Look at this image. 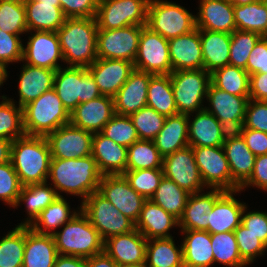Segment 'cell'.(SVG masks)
<instances>
[{
	"instance_id": "cell-61",
	"label": "cell",
	"mask_w": 267,
	"mask_h": 267,
	"mask_svg": "<svg viewBox=\"0 0 267 267\" xmlns=\"http://www.w3.org/2000/svg\"><path fill=\"white\" fill-rule=\"evenodd\" d=\"M251 186L252 188L255 186V188L267 191V154L255 158L252 174L249 180L240 188V191Z\"/></svg>"
},
{
	"instance_id": "cell-8",
	"label": "cell",
	"mask_w": 267,
	"mask_h": 267,
	"mask_svg": "<svg viewBox=\"0 0 267 267\" xmlns=\"http://www.w3.org/2000/svg\"><path fill=\"white\" fill-rule=\"evenodd\" d=\"M178 113L190 114L205 109L203 101L211 84V74L204 69L173 71L170 74Z\"/></svg>"
},
{
	"instance_id": "cell-68",
	"label": "cell",
	"mask_w": 267,
	"mask_h": 267,
	"mask_svg": "<svg viewBox=\"0 0 267 267\" xmlns=\"http://www.w3.org/2000/svg\"><path fill=\"white\" fill-rule=\"evenodd\" d=\"M118 267H146V266H145V264H142V265L124 264V265H118Z\"/></svg>"
},
{
	"instance_id": "cell-44",
	"label": "cell",
	"mask_w": 267,
	"mask_h": 267,
	"mask_svg": "<svg viewBox=\"0 0 267 267\" xmlns=\"http://www.w3.org/2000/svg\"><path fill=\"white\" fill-rule=\"evenodd\" d=\"M163 156L151 140H137L127 148L126 170L162 168Z\"/></svg>"
},
{
	"instance_id": "cell-47",
	"label": "cell",
	"mask_w": 267,
	"mask_h": 267,
	"mask_svg": "<svg viewBox=\"0 0 267 267\" xmlns=\"http://www.w3.org/2000/svg\"><path fill=\"white\" fill-rule=\"evenodd\" d=\"M0 138L15 140L25 135L23 127V108L13 99L0 96Z\"/></svg>"
},
{
	"instance_id": "cell-27",
	"label": "cell",
	"mask_w": 267,
	"mask_h": 267,
	"mask_svg": "<svg viewBox=\"0 0 267 267\" xmlns=\"http://www.w3.org/2000/svg\"><path fill=\"white\" fill-rule=\"evenodd\" d=\"M196 27L231 34L236 30L233 4L229 0H200Z\"/></svg>"
},
{
	"instance_id": "cell-23",
	"label": "cell",
	"mask_w": 267,
	"mask_h": 267,
	"mask_svg": "<svg viewBox=\"0 0 267 267\" xmlns=\"http://www.w3.org/2000/svg\"><path fill=\"white\" fill-rule=\"evenodd\" d=\"M188 114V144L191 147L222 146L230 132L214 115L205 109L195 112L194 118Z\"/></svg>"
},
{
	"instance_id": "cell-57",
	"label": "cell",
	"mask_w": 267,
	"mask_h": 267,
	"mask_svg": "<svg viewBox=\"0 0 267 267\" xmlns=\"http://www.w3.org/2000/svg\"><path fill=\"white\" fill-rule=\"evenodd\" d=\"M66 18L96 17L99 0H59Z\"/></svg>"
},
{
	"instance_id": "cell-37",
	"label": "cell",
	"mask_w": 267,
	"mask_h": 267,
	"mask_svg": "<svg viewBox=\"0 0 267 267\" xmlns=\"http://www.w3.org/2000/svg\"><path fill=\"white\" fill-rule=\"evenodd\" d=\"M49 185L44 182L22 186L15 207L20 206L22 202L25 203L28 217L19 225L29 226L47 206L59 197L56 190Z\"/></svg>"
},
{
	"instance_id": "cell-13",
	"label": "cell",
	"mask_w": 267,
	"mask_h": 267,
	"mask_svg": "<svg viewBox=\"0 0 267 267\" xmlns=\"http://www.w3.org/2000/svg\"><path fill=\"white\" fill-rule=\"evenodd\" d=\"M142 26L130 25L117 29H98L97 58L127 60L134 63Z\"/></svg>"
},
{
	"instance_id": "cell-12",
	"label": "cell",
	"mask_w": 267,
	"mask_h": 267,
	"mask_svg": "<svg viewBox=\"0 0 267 267\" xmlns=\"http://www.w3.org/2000/svg\"><path fill=\"white\" fill-rule=\"evenodd\" d=\"M134 67L136 70L153 75L171 74L173 71L168 40L149 27L142 26Z\"/></svg>"
},
{
	"instance_id": "cell-10",
	"label": "cell",
	"mask_w": 267,
	"mask_h": 267,
	"mask_svg": "<svg viewBox=\"0 0 267 267\" xmlns=\"http://www.w3.org/2000/svg\"><path fill=\"white\" fill-rule=\"evenodd\" d=\"M150 0H99L98 29H117L130 25L146 26Z\"/></svg>"
},
{
	"instance_id": "cell-51",
	"label": "cell",
	"mask_w": 267,
	"mask_h": 267,
	"mask_svg": "<svg viewBox=\"0 0 267 267\" xmlns=\"http://www.w3.org/2000/svg\"><path fill=\"white\" fill-rule=\"evenodd\" d=\"M101 133L126 148L139 140L136 128L127 115L115 114L104 126Z\"/></svg>"
},
{
	"instance_id": "cell-22",
	"label": "cell",
	"mask_w": 267,
	"mask_h": 267,
	"mask_svg": "<svg viewBox=\"0 0 267 267\" xmlns=\"http://www.w3.org/2000/svg\"><path fill=\"white\" fill-rule=\"evenodd\" d=\"M172 71L203 69L200 29L168 40Z\"/></svg>"
},
{
	"instance_id": "cell-18",
	"label": "cell",
	"mask_w": 267,
	"mask_h": 267,
	"mask_svg": "<svg viewBox=\"0 0 267 267\" xmlns=\"http://www.w3.org/2000/svg\"><path fill=\"white\" fill-rule=\"evenodd\" d=\"M28 37L26 46H23V60L31 66L58 70L62 65L58 61L63 60L58 35L56 32L34 31Z\"/></svg>"
},
{
	"instance_id": "cell-39",
	"label": "cell",
	"mask_w": 267,
	"mask_h": 267,
	"mask_svg": "<svg viewBox=\"0 0 267 267\" xmlns=\"http://www.w3.org/2000/svg\"><path fill=\"white\" fill-rule=\"evenodd\" d=\"M79 210H72L62 196L47 206L28 226L37 233L53 235L55 230L69 222Z\"/></svg>"
},
{
	"instance_id": "cell-40",
	"label": "cell",
	"mask_w": 267,
	"mask_h": 267,
	"mask_svg": "<svg viewBox=\"0 0 267 267\" xmlns=\"http://www.w3.org/2000/svg\"><path fill=\"white\" fill-rule=\"evenodd\" d=\"M147 106L166 117L178 114L170 74L151 77L147 90Z\"/></svg>"
},
{
	"instance_id": "cell-34",
	"label": "cell",
	"mask_w": 267,
	"mask_h": 267,
	"mask_svg": "<svg viewBox=\"0 0 267 267\" xmlns=\"http://www.w3.org/2000/svg\"><path fill=\"white\" fill-rule=\"evenodd\" d=\"M203 69L209 73L229 65L231 34L200 29Z\"/></svg>"
},
{
	"instance_id": "cell-38",
	"label": "cell",
	"mask_w": 267,
	"mask_h": 267,
	"mask_svg": "<svg viewBox=\"0 0 267 267\" xmlns=\"http://www.w3.org/2000/svg\"><path fill=\"white\" fill-rule=\"evenodd\" d=\"M174 241L173 237L149 239L146 244L145 266L184 267L182 244L178 247Z\"/></svg>"
},
{
	"instance_id": "cell-45",
	"label": "cell",
	"mask_w": 267,
	"mask_h": 267,
	"mask_svg": "<svg viewBox=\"0 0 267 267\" xmlns=\"http://www.w3.org/2000/svg\"><path fill=\"white\" fill-rule=\"evenodd\" d=\"M25 226L17 225L0 240V267H22Z\"/></svg>"
},
{
	"instance_id": "cell-53",
	"label": "cell",
	"mask_w": 267,
	"mask_h": 267,
	"mask_svg": "<svg viewBox=\"0 0 267 267\" xmlns=\"http://www.w3.org/2000/svg\"><path fill=\"white\" fill-rule=\"evenodd\" d=\"M234 234L238 244L240 257L247 264L250 265L256 260L258 256L264 255L267 251V246L253 233L242 224L235 230Z\"/></svg>"
},
{
	"instance_id": "cell-4",
	"label": "cell",
	"mask_w": 267,
	"mask_h": 267,
	"mask_svg": "<svg viewBox=\"0 0 267 267\" xmlns=\"http://www.w3.org/2000/svg\"><path fill=\"white\" fill-rule=\"evenodd\" d=\"M55 231L53 238L58 254L89 258L104 251V241L97 229L80 210Z\"/></svg>"
},
{
	"instance_id": "cell-6",
	"label": "cell",
	"mask_w": 267,
	"mask_h": 267,
	"mask_svg": "<svg viewBox=\"0 0 267 267\" xmlns=\"http://www.w3.org/2000/svg\"><path fill=\"white\" fill-rule=\"evenodd\" d=\"M53 89L70 114L80 103L101 96L95 79L87 67L59 68L55 73Z\"/></svg>"
},
{
	"instance_id": "cell-5",
	"label": "cell",
	"mask_w": 267,
	"mask_h": 267,
	"mask_svg": "<svg viewBox=\"0 0 267 267\" xmlns=\"http://www.w3.org/2000/svg\"><path fill=\"white\" fill-rule=\"evenodd\" d=\"M70 123V113L56 91L51 89L23 107V127L26 135L46 137Z\"/></svg>"
},
{
	"instance_id": "cell-3",
	"label": "cell",
	"mask_w": 267,
	"mask_h": 267,
	"mask_svg": "<svg viewBox=\"0 0 267 267\" xmlns=\"http://www.w3.org/2000/svg\"><path fill=\"white\" fill-rule=\"evenodd\" d=\"M10 162L22 186L48 182L51 152L46 138L25 134L13 140Z\"/></svg>"
},
{
	"instance_id": "cell-67",
	"label": "cell",
	"mask_w": 267,
	"mask_h": 267,
	"mask_svg": "<svg viewBox=\"0 0 267 267\" xmlns=\"http://www.w3.org/2000/svg\"><path fill=\"white\" fill-rule=\"evenodd\" d=\"M233 5H244L256 2L258 0H229Z\"/></svg>"
},
{
	"instance_id": "cell-54",
	"label": "cell",
	"mask_w": 267,
	"mask_h": 267,
	"mask_svg": "<svg viewBox=\"0 0 267 267\" xmlns=\"http://www.w3.org/2000/svg\"><path fill=\"white\" fill-rule=\"evenodd\" d=\"M22 185L11 162L0 165V200L15 208Z\"/></svg>"
},
{
	"instance_id": "cell-65",
	"label": "cell",
	"mask_w": 267,
	"mask_h": 267,
	"mask_svg": "<svg viewBox=\"0 0 267 267\" xmlns=\"http://www.w3.org/2000/svg\"><path fill=\"white\" fill-rule=\"evenodd\" d=\"M12 140L0 138V165L10 162Z\"/></svg>"
},
{
	"instance_id": "cell-43",
	"label": "cell",
	"mask_w": 267,
	"mask_h": 267,
	"mask_svg": "<svg viewBox=\"0 0 267 267\" xmlns=\"http://www.w3.org/2000/svg\"><path fill=\"white\" fill-rule=\"evenodd\" d=\"M211 83L223 91L242 97H249L250 75L245 69L226 65L214 70Z\"/></svg>"
},
{
	"instance_id": "cell-11",
	"label": "cell",
	"mask_w": 267,
	"mask_h": 267,
	"mask_svg": "<svg viewBox=\"0 0 267 267\" xmlns=\"http://www.w3.org/2000/svg\"><path fill=\"white\" fill-rule=\"evenodd\" d=\"M192 148L201 179L207 189L240 190L232 180L223 146Z\"/></svg>"
},
{
	"instance_id": "cell-30",
	"label": "cell",
	"mask_w": 267,
	"mask_h": 267,
	"mask_svg": "<svg viewBox=\"0 0 267 267\" xmlns=\"http://www.w3.org/2000/svg\"><path fill=\"white\" fill-rule=\"evenodd\" d=\"M178 227V220L150 199L143 203L135 228L147 239L170 238L172 228Z\"/></svg>"
},
{
	"instance_id": "cell-48",
	"label": "cell",
	"mask_w": 267,
	"mask_h": 267,
	"mask_svg": "<svg viewBox=\"0 0 267 267\" xmlns=\"http://www.w3.org/2000/svg\"><path fill=\"white\" fill-rule=\"evenodd\" d=\"M262 36L256 32L235 30L231 33L229 65L246 69L249 55Z\"/></svg>"
},
{
	"instance_id": "cell-62",
	"label": "cell",
	"mask_w": 267,
	"mask_h": 267,
	"mask_svg": "<svg viewBox=\"0 0 267 267\" xmlns=\"http://www.w3.org/2000/svg\"><path fill=\"white\" fill-rule=\"evenodd\" d=\"M249 99L267 100V74L255 73L250 75Z\"/></svg>"
},
{
	"instance_id": "cell-19",
	"label": "cell",
	"mask_w": 267,
	"mask_h": 267,
	"mask_svg": "<svg viewBox=\"0 0 267 267\" xmlns=\"http://www.w3.org/2000/svg\"><path fill=\"white\" fill-rule=\"evenodd\" d=\"M115 115L114 98L107 95L80 103L70 114V123L78 128L100 133Z\"/></svg>"
},
{
	"instance_id": "cell-63",
	"label": "cell",
	"mask_w": 267,
	"mask_h": 267,
	"mask_svg": "<svg viewBox=\"0 0 267 267\" xmlns=\"http://www.w3.org/2000/svg\"><path fill=\"white\" fill-rule=\"evenodd\" d=\"M86 267H118L117 263L105 252L86 258Z\"/></svg>"
},
{
	"instance_id": "cell-15",
	"label": "cell",
	"mask_w": 267,
	"mask_h": 267,
	"mask_svg": "<svg viewBox=\"0 0 267 267\" xmlns=\"http://www.w3.org/2000/svg\"><path fill=\"white\" fill-rule=\"evenodd\" d=\"M162 169L164 177L174 181L188 193L204 192L205 185L201 179L191 146L165 156Z\"/></svg>"
},
{
	"instance_id": "cell-41",
	"label": "cell",
	"mask_w": 267,
	"mask_h": 267,
	"mask_svg": "<svg viewBox=\"0 0 267 267\" xmlns=\"http://www.w3.org/2000/svg\"><path fill=\"white\" fill-rule=\"evenodd\" d=\"M237 30L256 32L267 36V3L265 0L244 5H233Z\"/></svg>"
},
{
	"instance_id": "cell-1",
	"label": "cell",
	"mask_w": 267,
	"mask_h": 267,
	"mask_svg": "<svg viewBox=\"0 0 267 267\" xmlns=\"http://www.w3.org/2000/svg\"><path fill=\"white\" fill-rule=\"evenodd\" d=\"M102 176L97 162L90 155L78 159L51 158L48 180L50 178L59 197L64 192L81 197L83 202L98 191Z\"/></svg>"
},
{
	"instance_id": "cell-56",
	"label": "cell",
	"mask_w": 267,
	"mask_h": 267,
	"mask_svg": "<svg viewBox=\"0 0 267 267\" xmlns=\"http://www.w3.org/2000/svg\"><path fill=\"white\" fill-rule=\"evenodd\" d=\"M267 133V102L249 99L243 126Z\"/></svg>"
},
{
	"instance_id": "cell-64",
	"label": "cell",
	"mask_w": 267,
	"mask_h": 267,
	"mask_svg": "<svg viewBox=\"0 0 267 267\" xmlns=\"http://www.w3.org/2000/svg\"><path fill=\"white\" fill-rule=\"evenodd\" d=\"M54 267H86V258L58 254Z\"/></svg>"
},
{
	"instance_id": "cell-7",
	"label": "cell",
	"mask_w": 267,
	"mask_h": 267,
	"mask_svg": "<svg viewBox=\"0 0 267 267\" xmlns=\"http://www.w3.org/2000/svg\"><path fill=\"white\" fill-rule=\"evenodd\" d=\"M195 16L174 2L150 0L146 26L169 40L196 29Z\"/></svg>"
},
{
	"instance_id": "cell-52",
	"label": "cell",
	"mask_w": 267,
	"mask_h": 267,
	"mask_svg": "<svg viewBox=\"0 0 267 267\" xmlns=\"http://www.w3.org/2000/svg\"><path fill=\"white\" fill-rule=\"evenodd\" d=\"M0 29L15 35L28 33L25 5L0 1Z\"/></svg>"
},
{
	"instance_id": "cell-49",
	"label": "cell",
	"mask_w": 267,
	"mask_h": 267,
	"mask_svg": "<svg viewBox=\"0 0 267 267\" xmlns=\"http://www.w3.org/2000/svg\"><path fill=\"white\" fill-rule=\"evenodd\" d=\"M136 128L139 139L153 141L162 129L166 116L158 113L149 106L129 115Z\"/></svg>"
},
{
	"instance_id": "cell-9",
	"label": "cell",
	"mask_w": 267,
	"mask_h": 267,
	"mask_svg": "<svg viewBox=\"0 0 267 267\" xmlns=\"http://www.w3.org/2000/svg\"><path fill=\"white\" fill-rule=\"evenodd\" d=\"M80 204V210L97 229L103 241L115 235L129 233L135 229V223L122 214L98 191L93 192Z\"/></svg>"
},
{
	"instance_id": "cell-66",
	"label": "cell",
	"mask_w": 267,
	"mask_h": 267,
	"mask_svg": "<svg viewBox=\"0 0 267 267\" xmlns=\"http://www.w3.org/2000/svg\"><path fill=\"white\" fill-rule=\"evenodd\" d=\"M8 71L7 69L0 63V86L8 79ZM1 88V87H0Z\"/></svg>"
},
{
	"instance_id": "cell-17",
	"label": "cell",
	"mask_w": 267,
	"mask_h": 267,
	"mask_svg": "<svg viewBox=\"0 0 267 267\" xmlns=\"http://www.w3.org/2000/svg\"><path fill=\"white\" fill-rule=\"evenodd\" d=\"M205 100L210 103L205 110L229 131H238L243 126L249 97L230 94L211 83Z\"/></svg>"
},
{
	"instance_id": "cell-58",
	"label": "cell",
	"mask_w": 267,
	"mask_h": 267,
	"mask_svg": "<svg viewBox=\"0 0 267 267\" xmlns=\"http://www.w3.org/2000/svg\"><path fill=\"white\" fill-rule=\"evenodd\" d=\"M247 206L243 209L241 216V224L244 225L249 232L253 233L267 246V212L249 211ZM247 212V213H246Z\"/></svg>"
},
{
	"instance_id": "cell-33",
	"label": "cell",
	"mask_w": 267,
	"mask_h": 267,
	"mask_svg": "<svg viewBox=\"0 0 267 267\" xmlns=\"http://www.w3.org/2000/svg\"><path fill=\"white\" fill-rule=\"evenodd\" d=\"M183 234L184 267H210L214 265L211 234L203 230H180Z\"/></svg>"
},
{
	"instance_id": "cell-50",
	"label": "cell",
	"mask_w": 267,
	"mask_h": 267,
	"mask_svg": "<svg viewBox=\"0 0 267 267\" xmlns=\"http://www.w3.org/2000/svg\"><path fill=\"white\" fill-rule=\"evenodd\" d=\"M123 175L130 186L145 199H150L154 195L164 176L162 168L126 170Z\"/></svg>"
},
{
	"instance_id": "cell-2",
	"label": "cell",
	"mask_w": 267,
	"mask_h": 267,
	"mask_svg": "<svg viewBox=\"0 0 267 267\" xmlns=\"http://www.w3.org/2000/svg\"><path fill=\"white\" fill-rule=\"evenodd\" d=\"M97 32L96 17L65 18L56 33L67 66L88 67L96 61Z\"/></svg>"
},
{
	"instance_id": "cell-42",
	"label": "cell",
	"mask_w": 267,
	"mask_h": 267,
	"mask_svg": "<svg viewBox=\"0 0 267 267\" xmlns=\"http://www.w3.org/2000/svg\"><path fill=\"white\" fill-rule=\"evenodd\" d=\"M189 196L190 193L180 188L174 181L163 176L150 200L179 220Z\"/></svg>"
},
{
	"instance_id": "cell-28",
	"label": "cell",
	"mask_w": 267,
	"mask_h": 267,
	"mask_svg": "<svg viewBox=\"0 0 267 267\" xmlns=\"http://www.w3.org/2000/svg\"><path fill=\"white\" fill-rule=\"evenodd\" d=\"M92 157L102 175L123 174L126 171L127 148L115 143L101 132L93 135Z\"/></svg>"
},
{
	"instance_id": "cell-26",
	"label": "cell",
	"mask_w": 267,
	"mask_h": 267,
	"mask_svg": "<svg viewBox=\"0 0 267 267\" xmlns=\"http://www.w3.org/2000/svg\"><path fill=\"white\" fill-rule=\"evenodd\" d=\"M237 192L241 191H225L215 201L207 219L210 234L234 232L241 224V216L246 203H242L234 197Z\"/></svg>"
},
{
	"instance_id": "cell-31",
	"label": "cell",
	"mask_w": 267,
	"mask_h": 267,
	"mask_svg": "<svg viewBox=\"0 0 267 267\" xmlns=\"http://www.w3.org/2000/svg\"><path fill=\"white\" fill-rule=\"evenodd\" d=\"M19 75V102L23 108L28 103L40 97L44 92L53 89L56 70L31 66L24 63Z\"/></svg>"
},
{
	"instance_id": "cell-24",
	"label": "cell",
	"mask_w": 267,
	"mask_h": 267,
	"mask_svg": "<svg viewBox=\"0 0 267 267\" xmlns=\"http://www.w3.org/2000/svg\"><path fill=\"white\" fill-rule=\"evenodd\" d=\"M147 239L135 228L133 231L109 237L104 241V251L117 263L145 264Z\"/></svg>"
},
{
	"instance_id": "cell-25",
	"label": "cell",
	"mask_w": 267,
	"mask_h": 267,
	"mask_svg": "<svg viewBox=\"0 0 267 267\" xmlns=\"http://www.w3.org/2000/svg\"><path fill=\"white\" fill-rule=\"evenodd\" d=\"M153 74L134 69L114 98L115 114L131 115L147 106V90Z\"/></svg>"
},
{
	"instance_id": "cell-46",
	"label": "cell",
	"mask_w": 267,
	"mask_h": 267,
	"mask_svg": "<svg viewBox=\"0 0 267 267\" xmlns=\"http://www.w3.org/2000/svg\"><path fill=\"white\" fill-rule=\"evenodd\" d=\"M214 264L219 263L229 267H245L247 264L240 257L234 232L211 234Z\"/></svg>"
},
{
	"instance_id": "cell-32",
	"label": "cell",
	"mask_w": 267,
	"mask_h": 267,
	"mask_svg": "<svg viewBox=\"0 0 267 267\" xmlns=\"http://www.w3.org/2000/svg\"><path fill=\"white\" fill-rule=\"evenodd\" d=\"M58 256L53 235L37 233L25 226L22 267H54Z\"/></svg>"
},
{
	"instance_id": "cell-29",
	"label": "cell",
	"mask_w": 267,
	"mask_h": 267,
	"mask_svg": "<svg viewBox=\"0 0 267 267\" xmlns=\"http://www.w3.org/2000/svg\"><path fill=\"white\" fill-rule=\"evenodd\" d=\"M224 192L221 189H211L206 193L190 194L183 214L178 220V227L181 230L208 231V213L212 211L215 201Z\"/></svg>"
},
{
	"instance_id": "cell-35",
	"label": "cell",
	"mask_w": 267,
	"mask_h": 267,
	"mask_svg": "<svg viewBox=\"0 0 267 267\" xmlns=\"http://www.w3.org/2000/svg\"><path fill=\"white\" fill-rule=\"evenodd\" d=\"M153 142L163 157L189 146L188 114L167 116Z\"/></svg>"
},
{
	"instance_id": "cell-20",
	"label": "cell",
	"mask_w": 267,
	"mask_h": 267,
	"mask_svg": "<svg viewBox=\"0 0 267 267\" xmlns=\"http://www.w3.org/2000/svg\"><path fill=\"white\" fill-rule=\"evenodd\" d=\"M95 79L101 95L114 97L134 71V63L127 60L97 58L87 67Z\"/></svg>"
},
{
	"instance_id": "cell-14",
	"label": "cell",
	"mask_w": 267,
	"mask_h": 267,
	"mask_svg": "<svg viewBox=\"0 0 267 267\" xmlns=\"http://www.w3.org/2000/svg\"><path fill=\"white\" fill-rule=\"evenodd\" d=\"M93 135L68 123L45 138L49 144L51 158L78 159L92 155Z\"/></svg>"
},
{
	"instance_id": "cell-36",
	"label": "cell",
	"mask_w": 267,
	"mask_h": 267,
	"mask_svg": "<svg viewBox=\"0 0 267 267\" xmlns=\"http://www.w3.org/2000/svg\"><path fill=\"white\" fill-rule=\"evenodd\" d=\"M28 32H56L65 21L60 3H42L28 0L25 4Z\"/></svg>"
},
{
	"instance_id": "cell-70",
	"label": "cell",
	"mask_w": 267,
	"mask_h": 267,
	"mask_svg": "<svg viewBox=\"0 0 267 267\" xmlns=\"http://www.w3.org/2000/svg\"><path fill=\"white\" fill-rule=\"evenodd\" d=\"M38 2H42V3H60L59 0H36Z\"/></svg>"
},
{
	"instance_id": "cell-16",
	"label": "cell",
	"mask_w": 267,
	"mask_h": 267,
	"mask_svg": "<svg viewBox=\"0 0 267 267\" xmlns=\"http://www.w3.org/2000/svg\"><path fill=\"white\" fill-rule=\"evenodd\" d=\"M98 192L136 223L146 199L130 186L123 174L103 175Z\"/></svg>"
},
{
	"instance_id": "cell-69",
	"label": "cell",
	"mask_w": 267,
	"mask_h": 267,
	"mask_svg": "<svg viewBox=\"0 0 267 267\" xmlns=\"http://www.w3.org/2000/svg\"><path fill=\"white\" fill-rule=\"evenodd\" d=\"M0 1H8V2H14L18 4H25L28 0H0Z\"/></svg>"
},
{
	"instance_id": "cell-21",
	"label": "cell",
	"mask_w": 267,
	"mask_h": 267,
	"mask_svg": "<svg viewBox=\"0 0 267 267\" xmlns=\"http://www.w3.org/2000/svg\"><path fill=\"white\" fill-rule=\"evenodd\" d=\"M233 182L241 188L250 178L256 156L238 131H230L223 143Z\"/></svg>"
},
{
	"instance_id": "cell-55",
	"label": "cell",
	"mask_w": 267,
	"mask_h": 267,
	"mask_svg": "<svg viewBox=\"0 0 267 267\" xmlns=\"http://www.w3.org/2000/svg\"><path fill=\"white\" fill-rule=\"evenodd\" d=\"M23 46L19 35L0 29V63L6 69L10 63H18L23 60Z\"/></svg>"
},
{
	"instance_id": "cell-60",
	"label": "cell",
	"mask_w": 267,
	"mask_h": 267,
	"mask_svg": "<svg viewBox=\"0 0 267 267\" xmlns=\"http://www.w3.org/2000/svg\"><path fill=\"white\" fill-rule=\"evenodd\" d=\"M238 132L256 157L267 154V133L248 128H240Z\"/></svg>"
},
{
	"instance_id": "cell-59",
	"label": "cell",
	"mask_w": 267,
	"mask_h": 267,
	"mask_svg": "<svg viewBox=\"0 0 267 267\" xmlns=\"http://www.w3.org/2000/svg\"><path fill=\"white\" fill-rule=\"evenodd\" d=\"M245 70L249 75L255 73L267 74V36H262L255 44L249 55Z\"/></svg>"
}]
</instances>
